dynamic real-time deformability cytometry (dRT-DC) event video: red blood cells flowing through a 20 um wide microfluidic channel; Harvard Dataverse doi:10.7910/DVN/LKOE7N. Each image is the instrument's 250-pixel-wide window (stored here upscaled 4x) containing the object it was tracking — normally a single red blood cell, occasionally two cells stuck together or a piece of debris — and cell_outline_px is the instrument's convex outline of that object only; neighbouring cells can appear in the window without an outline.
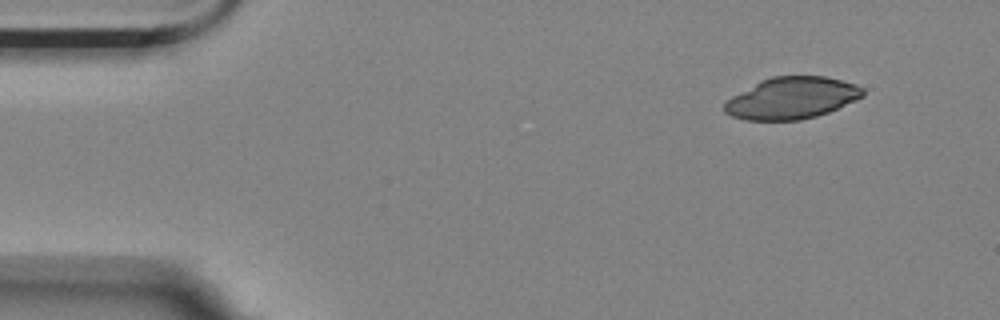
{"species": "Egyptian fruit bat (a non-hibernating species)", "species_latin": "Rousettus aegyptiacus", "temperature_condition": "room temperature", "stored_images_in_passage": 3, "camera_frame_rate_fps": 3000, "um_per_image_px": 0.085, "animal": {"sex": "female"}, "frame": {"image": 1, "passage_image": 1, "time_ms": 0.0, "image_size_px": [1000, 320], "cell_outline_px": [[864, 96], [856, 100], [828, 112], [816, 116], [800, 120], [744, 120], [732, 116], [724, 112], [724, 104], [732, 96], [760, 80], [772, 76], [824, 76], [856, 84], [864, 88]], "centroid_in_image_um": [67.3, 8.33], "position_along_channel_um": 17.7, "area_um2": 33.64}}